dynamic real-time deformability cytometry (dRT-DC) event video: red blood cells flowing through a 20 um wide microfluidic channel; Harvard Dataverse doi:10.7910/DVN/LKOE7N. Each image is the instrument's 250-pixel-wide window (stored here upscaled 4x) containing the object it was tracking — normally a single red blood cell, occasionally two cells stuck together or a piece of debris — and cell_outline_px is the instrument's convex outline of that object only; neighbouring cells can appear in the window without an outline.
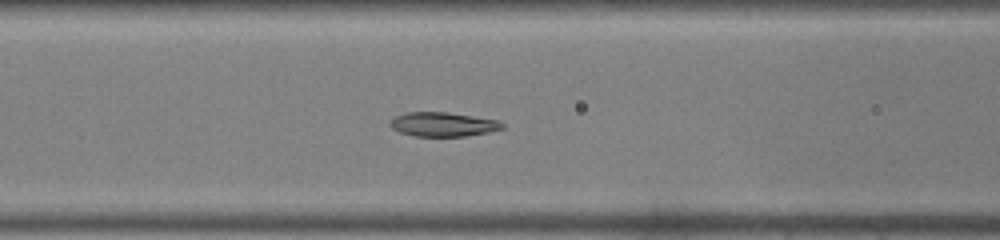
{"species": "common noctule bat (a hibernating species)", "species_latin": "Nyctalus noctula", "temperature_condition": "warm", "stored_images_in_passage": 40, "camera_frame_rate_fps": 3000, "um_per_image_px": 0.085, "animal": {"sex": "male", "body_mass_g": 19.0, "forearm_length_mm": 50.8}, "frame": {"image": 1, "passage_image": 15, "time_ms": 4.667, "image_size_px": [1000, 240], "cell_outline_px": [[504, 128], [488, 132], [464, 136], [416, 136], [400, 132], [392, 128], [388, 124], [396, 116], [408, 112], [448, 112], [496, 120], [504, 124]], "centroid_in_image_um": [37.64, 10.57], "position_along_channel_um": 129.0, "area_um2": 15.61}}
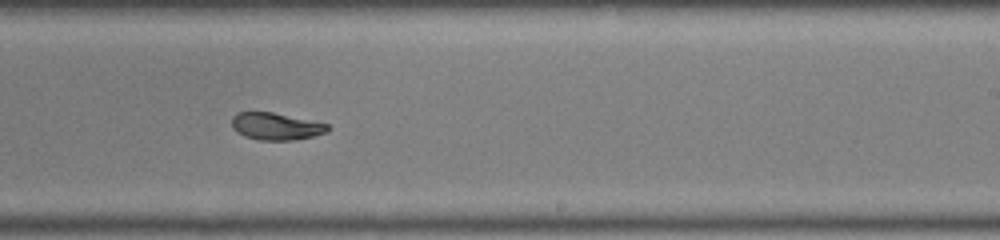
{"frame": {"image": 2, "passage_image": 24, "time_ms": 7.667, "image_size_px": [1000, 240], "cell_outline_px": [[328, 132], [312, 136], [292, 140], [260, 140], [244, 136], [236, 132], [232, 128], [232, 116], [236, 112], [272, 112], [328, 124]], "centroid_in_image_um": [23.41, 10.74], "position_along_channel_um": 265.6, "area_um2": 15.09}}
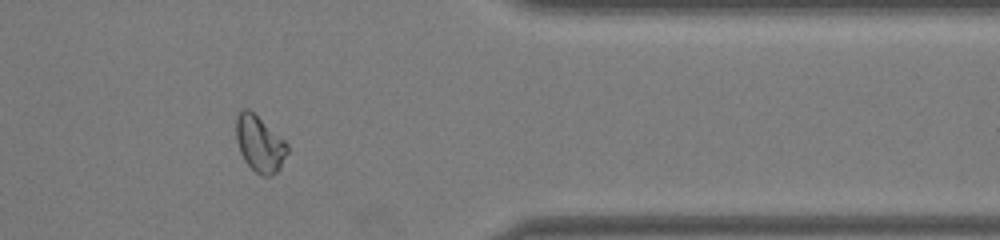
{"frame": {"image": 3, "passage_image": 33, "time_ms": 10.667, "image_size_px": [1000, 240], "cell_outline_px": [[288, 152], [280, 168], [276, 172], [268, 176], [264, 176], [256, 172], [244, 160], [240, 152], [236, 140], [236, 116], [244, 108], [248, 108], [284, 140], [288, 144]], "centroid_in_image_um": [22.06, 12.22], "position_along_channel_um": 389.3, "area_um2": 16.53}}